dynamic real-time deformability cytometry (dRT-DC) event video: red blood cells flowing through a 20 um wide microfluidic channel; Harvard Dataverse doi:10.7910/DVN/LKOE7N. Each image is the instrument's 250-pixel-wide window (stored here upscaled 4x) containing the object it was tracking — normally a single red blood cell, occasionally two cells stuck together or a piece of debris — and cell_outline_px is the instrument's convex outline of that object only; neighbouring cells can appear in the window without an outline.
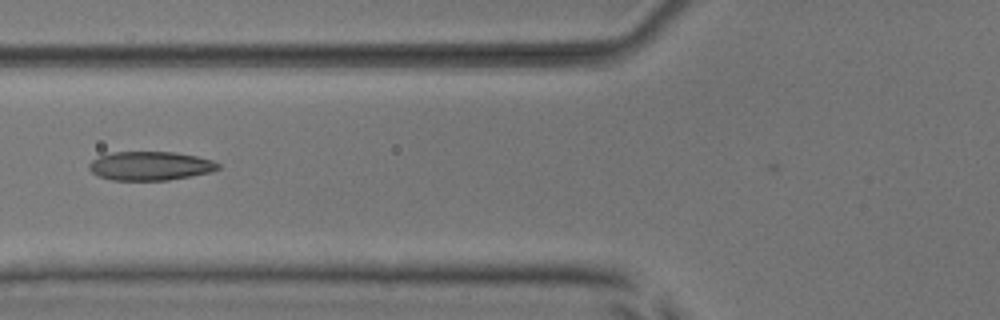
{"species": "common noctule bat (a hibernating species)", "species_latin": "Nyctalus noctula", "temperature_condition": "room temperature", "stored_images_in_passage": 4, "camera_frame_rate_fps": 3000, "um_per_image_px": 0.085, "animal": {"sex": "male", "body_mass_g": 17.9, "forearm_length_mm": 54.2}, "frame": {"image": 1, "passage_image": 3, "time_ms": 2.333, "image_size_px": [1000, 320], "cell_outline_px": [[220, 168], [212, 172], [168, 180], [112, 180], [96, 176], [88, 168], [88, 164], [92, 160], [100, 156], [112, 152], [176, 152], [196, 156], [212, 160], [220, 164]], "centroid_in_image_um": [12.76, 14.1], "position_along_channel_um": 113.0, "area_um2": 21.79}}
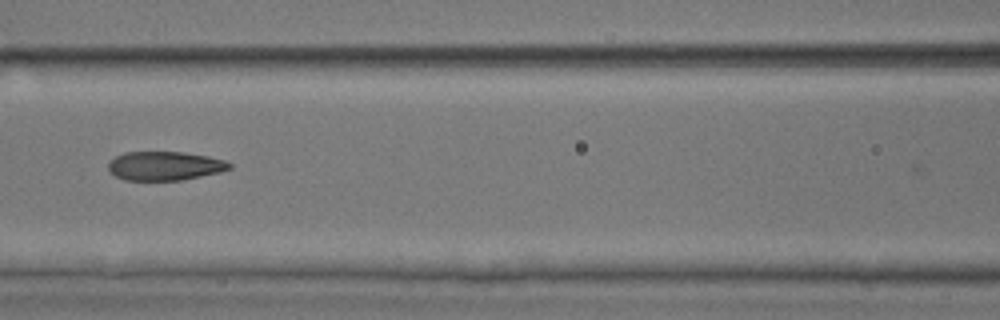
{"frame": {"image": 2, "passage_image": 4, "time_ms": 3.333, "image_size_px": [1000, 320], "cell_outline_px": [[232, 168], [220, 172], [184, 180], [124, 180], [116, 176], [108, 168], [108, 164], [116, 156], [124, 152], [184, 152], [208, 156], [224, 160], [232, 164]], "centroid_in_image_um": [14.04, 14.1], "position_along_channel_um": 152.6, "area_um2": 20.4}}